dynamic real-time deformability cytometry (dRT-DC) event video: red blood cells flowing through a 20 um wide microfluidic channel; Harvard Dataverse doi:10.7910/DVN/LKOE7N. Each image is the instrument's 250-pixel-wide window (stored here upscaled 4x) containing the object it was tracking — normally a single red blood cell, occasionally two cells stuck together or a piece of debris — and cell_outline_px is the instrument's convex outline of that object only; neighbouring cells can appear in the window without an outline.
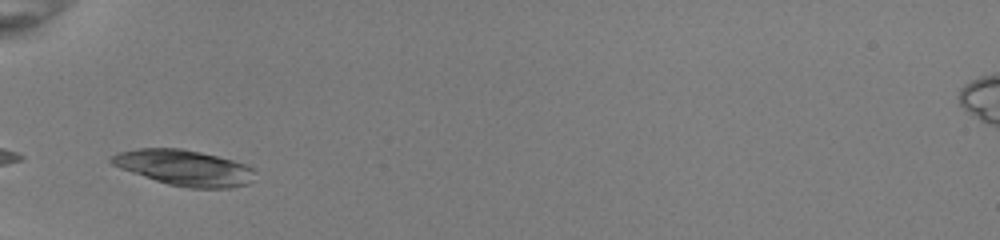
{"species": "common noctule bat (a hibernating species)", "species_latin": "Nyctalus noctula", "temperature_condition": "room temperature", "stored_images_in_passage": 30, "camera_frame_rate_fps": 3000, "um_per_image_px": 0.085, "animal": {"sex": "female", "body_mass_g": 22.0, "forearm_length_mm": 56.7}, "frame": {"image": 1, "passage_image": 1, "time_ms": 0.0, "image_size_px": [1000, 240], "cell_outline_px": [[256, 172], [248, 184], [232, 188], [188, 188], [168, 184], [120, 168], [112, 164], [108, 160], [108, 156], [116, 152], [136, 148], [180, 148], [200, 152], [232, 160], [244, 164], [252, 168]], "centroid_in_image_um": [15.62, 14.25], "position_along_channel_um": 69.4, "area_um2": 29.82}}
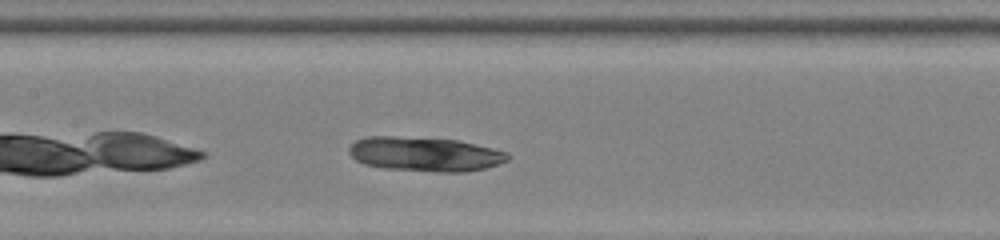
{"frame": {"image": 2, "passage_image": 9, "time_ms": 2.667, "image_size_px": [1000, 240], "cell_outline_px": [[508, 160], [484, 168], [468, 172], [436, 172], [384, 168], [364, 164], [356, 160], [348, 152], [348, 148], [356, 140], [368, 136], [396, 136], [456, 140], [492, 148], [508, 152]], "centroid_in_image_um": [36.09, 13.1], "position_along_channel_um": 171.3, "area_um2": 31.67}}
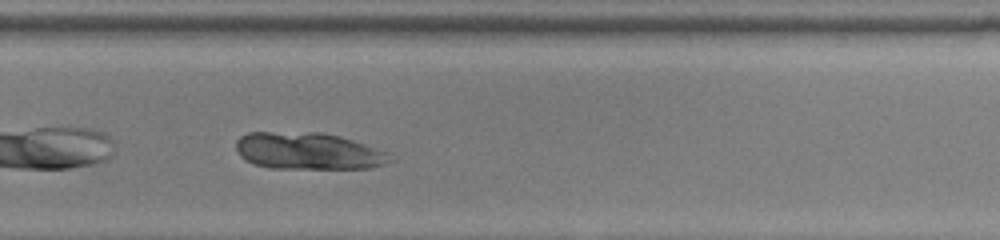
{"frame": {"image": 3, "passage_image": 19, "time_ms": 6.0, "image_size_px": [1000, 240], "cell_outline_px": [[388, 160], [384, 164], [368, 168], [268, 168], [252, 164], [240, 156], [236, 148], [236, 140], [240, 136], [248, 132], [320, 132], [340, 136], [364, 144], [384, 152]], "centroid_in_image_um": [26.07, 12.83], "position_along_channel_um": 303.7, "area_um2": 32.77}}